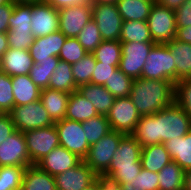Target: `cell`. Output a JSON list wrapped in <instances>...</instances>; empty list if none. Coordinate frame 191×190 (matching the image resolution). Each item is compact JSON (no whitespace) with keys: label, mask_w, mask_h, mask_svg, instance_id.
Here are the masks:
<instances>
[{"label":"cell","mask_w":191,"mask_h":190,"mask_svg":"<svg viewBox=\"0 0 191 190\" xmlns=\"http://www.w3.org/2000/svg\"><path fill=\"white\" fill-rule=\"evenodd\" d=\"M190 130V116L174 101L153 115L141 116L131 135L144 147L183 137Z\"/></svg>","instance_id":"6da1fadb"},{"label":"cell","mask_w":191,"mask_h":190,"mask_svg":"<svg viewBox=\"0 0 191 190\" xmlns=\"http://www.w3.org/2000/svg\"><path fill=\"white\" fill-rule=\"evenodd\" d=\"M129 97L141 116L153 115L174 102L175 85L169 80L134 79Z\"/></svg>","instance_id":"7a4b0ae2"},{"label":"cell","mask_w":191,"mask_h":190,"mask_svg":"<svg viewBox=\"0 0 191 190\" xmlns=\"http://www.w3.org/2000/svg\"><path fill=\"white\" fill-rule=\"evenodd\" d=\"M141 145L131 135H124L114 152L109 168L102 174L118 184L131 183L140 173Z\"/></svg>","instance_id":"3957f363"},{"label":"cell","mask_w":191,"mask_h":190,"mask_svg":"<svg viewBox=\"0 0 191 190\" xmlns=\"http://www.w3.org/2000/svg\"><path fill=\"white\" fill-rule=\"evenodd\" d=\"M141 78L169 80L175 85V60L167 44H155L151 48Z\"/></svg>","instance_id":"277c9868"},{"label":"cell","mask_w":191,"mask_h":190,"mask_svg":"<svg viewBox=\"0 0 191 190\" xmlns=\"http://www.w3.org/2000/svg\"><path fill=\"white\" fill-rule=\"evenodd\" d=\"M125 134L111 131L98 142L90 145L88 153L83 161L97 174L102 175L112 161L121 138Z\"/></svg>","instance_id":"5b68a950"},{"label":"cell","mask_w":191,"mask_h":190,"mask_svg":"<svg viewBox=\"0 0 191 190\" xmlns=\"http://www.w3.org/2000/svg\"><path fill=\"white\" fill-rule=\"evenodd\" d=\"M147 23L155 44H167L176 37V16L172 9L154 2Z\"/></svg>","instance_id":"8992f818"},{"label":"cell","mask_w":191,"mask_h":190,"mask_svg":"<svg viewBox=\"0 0 191 190\" xmlns=\"http://www.w3.org/2000/svg\"><path fill=\"white\" fill-rule=\"evenodd\" d=\"M8 114L12 118L15 129L20 132L54 125L40 100L14 106Z\"/></svg>","instance_id":"52a82bcc"},{"label":"cell","mask_w":191,"mask_h":190,"mask_svg":"<svg viewBox=\"0 0 191 190\" xmlns=\"http://www.w3.org/2000/svg\"><path fill=\"white\" fill-rule=\"evenodd\" d=\"M54 125L58 133L60 146L83 160L88 153L90 145L86 140L82 122L64 118L55 122Z\"/></svg>","instance_id":"ba28073f"},{"label":"cell","mask_w":191,"mask_h":190,"mask_svg":"<svg viewBox=\"0 0 191 190\" xmlns=\"http://www.w3.org/2000/svg\"><path fill=\"white\" fill-rule=\"evenodd\" d=\"M31 165L36 164L54 148L59 147L55 125L23 132Z\"/></svg>","instance_id":"9c48e42d"},{"label":"cell","mask_w":191,"mask_h":190,"mask_svg":"<svg viewBox=\"0 0 191 190\" xmlns=\"http://www.w3.org/2000/svg\"><path fill=\"white\" fill-rule=\"evenodd\" d=\"M112 131L132 134L141 115L130 97L115 98L113 106L106 115Z\"/></svg>","instance_id":"30bf717a"},{"label":"cell","mask_w":191,"mask_h":190,"mask_svg":"<svg viewBox=\"0 0 191 190\" xmlns=\"http://www.w3.org/2000/svg\"><path fill=\"white\" fill-rule=\"evenodd\" d=\"M155 43L125 42L121 43V60L119 69L133 80L141 78L142 69Z\"/></svg>","instance_id":"8fae6325"},{"label":"cell","mask_w":191,"mask_h":190,"mask_svg":"<svg viewBox=\"0 0 191 190\" xmlns=\"http://www.w3.org/2000/svg\"><path fill=\"white\" fill-rule=\"evenodd\" d=\"M92 5V18L99 28L103 40H120L123 19L116 4L96 3Z\"/></svg>","instance_id":"7c38bea8"},{"label":"cell","mask_w":191,"mask_h":190,"mask_svg":"<svg viewBox=\"0 0 191 190\" xmlns=\"http://www.w3.org/2000/svg\"><path fill=\"white\" fill-rule=\"evenodd\" d=\"M91 19L90 2L62 8L59 10V31L67 38H76Z\"/></svg>","instance_id":"4fadbf2b"},{"label":"cell","mask_w":191,"mask_h":190,"mask_svg":"<svg viewBox=\"0 0 191 190\" xmlns=\"http://www.w3.org/2000/svg\"><path fill=\"white\" fill-rule=\"evenodd\" d=\"M31 160L23 132L15 131L0 143V166H30Z\"/></svg>","instance_id":"5bb4252c"},{"label":"cell","mask_w":191,"mask_h":190,"mask_svg":"<svg viewBox=\"0 0 191 190\" xmlns=\"http://www.w3.org/2000/svg\"><path fill=\"white\" fill-rule=\"evenodd\" d=\"M31 33L44 37L59 31V10L44 2L32 4Z\"/></svg>","instance_id":"9a60e30c"},{"label":"cell","mask_w":191,"mask_h":190,"mask_svg":"<svg viewBox=\"0 0 191 190\" xmlns=\"http://www.w3.org/2000/svg\"><path fill=\"white\" fill-rule=\"evenodd\" d=\"M97 177L83 160L77 166L54 176L57 190H84L94 184Z\"/></svg>","instance_id":"2e32d148"},{"label":"cell","mask_w":191,"mask_h":190,"mask_svg":"<svg viewBox=\"0 0 191 190\" xmlns=\"http://www.w3.org/2000/svg\"><path fill=\"white\" fill-rule=\"evenodd\" d=\"M82 161L76 154L71 153L62 146L54 148L49 154L39 160L36 165L53 177L61 174Z\"/></svg>","instance_id":"e0dca14e"},{"label":"cell","mask_w":191,"mask_h":190,"mask_svg":"<svg viewBox=\"0 0 191 190\" xmlns=\"http://www.w3.org/2000/svg\"><path fill=\"white\" fill-rule=\"evenodd\" d=\"M66 38L61 31L44 37H36L28 50L34 63H40L42 60H52V56H59Z\"/></svg>","instance_id":"ac0fdd59"},{"label":"cell","mask_w":191,"mask_h":190,"mask_svg":"<svg viewBox=\"0 0 191 190\" xmlns=\"http://www.w3.org/2000/svg\"><path fill=\"white\" fill-rule=\"evenodd\" d=\"M33 65L28 50L9 48L0 58V71L11 77L29 74Z\"/></svg>","instance_id":"d6986e66"},{"label":"cell","mask_w":191,"mask_h":190,"mask_svg":"<svg viewBox=\"0 0 191 190\" xmlns=\"http://www.w3.org/2000/svg\"><path fill=\"white\" fill-rule=\"evenodd\" d=\"M70 94L49 87L41 90L40 101L54 123L65 118Z\"/></svg>","instance_id":"ffe728a7"},{"label":"cell","mask_w":191,"mask_h":190,"mask_svg":"<svg viewBox=\"0 0 191 190\" xmlns=\"http://www.w3.org/2000/svg\"><path fill=\"white\" fill-rule=\"evenodd\" d=\"M77 91L91 101L99 115L106 116L115 101V97L103 85L82 84Z\"/></svg>","instance_id":"44dd1931"},{"label":"cell","mask_w":191,"mask_h":190,"mask_svg":"<svg viewBox=\"0 0 191 190\" xmlns=\"http://www.w3.org/2000/svg\"><path fill=\"white\" fill-rule=\"evenodd\" d=\"M175 60V83L191 78V44L173 39L167 43Z\"/></svg>","instance_id":"7402d4cb"},{"label":"cell","mask_w":191,"mask_h":190,"mask_svg":"<svg viewBox=\"0 0 191 190\" xmlns=\"http://www.w3.org/2000/svg\"><path fill=\"white\" fill-rule=\"evenodd\" d=\"M14 106L26 105L40 100L41 89L35 85L29 74L11 77Z\"/></svg>","instance_id":"603a6c76"},{"label":"cell","mask_w":191,"mask_h":190,"mask_svg":"<svg viewBox=\"0 0 191 190\" xmlns=\"http://www.w3.org/2000/svg\"><path fill=\"white\" fill-rule=\"evenodd\" d=\"M142 168L159 173L172 159L164 144L142 147L140 156Z\"/></svg>","instance_id":"cb8c5ba5"},{"label":"cell","mask_w":191,"mask_h":190,"mask_svg":"<svg viewBox=\"0 0 191 190\" xmlns=\"http://www.w3.org/2000/svg\"><path fill=\"white\" fill-rule=\"evenodd\" d=\"M172 161L184 171L191 169V130L183 137L170 139L163 143Z\"/></svg>","instance_id":"d4e9b609"},{"label":"cell","mask_w":191,"mask_h":190,"mask_svg":"<svg viewBox=\"0 0 191 190\" xmlns=\"http://www.w3.org/2000/svg\"><path fill=\"white\" fill-rule=\"evenodd\" d=\"M156 0H118V12L123 21H147Z\"/></svg>","instance_id":"484cf974"},{"label":"cell","mask_w":191,"mask_h":190,"mask_svg":"<svg viewBox=\"0 0 191 190\" xmlns=\"http://www.w3.org/2000/svg\"><path fill=\"white\" fill-rule=\"evenodd\" d=\"M97 115L99 114L91 101L83 97L78 91L70 94L65 116L66 119L85 122Z\"/></svg>","instance_id":"4316f807"},{"label":"cell","mask_w":191,"mask_h":190,"mask_svg":"<svg viewBox=\"0 0 191 190\" xmlns=\"http://www.w3.org/2000/svg\"><path fill=\"white\" fill-rule=\"evenodd\" d=\"M21 190H57L55 178L36 164L26 167Z\"/></svg>","instance_id":"83f0119b"},{"label":"cell","mask_w":191,"mask_h":190,"mask_svg":"<svg viewBox=\"0 0 191 190\" xmlns=\"http://www.w3.org/2000/svg\"><path fill=\"white\" fill-rule=\"evenodd\" d=\"M49 88L61 92L72 93L78 90L72 74V65L66 61L59 60L57 67L49 80Z\"/></svg>","instance_id":"f1b7e54d"},{"label":"cell","mask_w":191,"mask_h":190,"mask_svg":"<svg viewBox=\"0 0 191 190\" xmlns=\"http://www.w3.org/2000/svg\"><path fill=\"white\" fill-rule=\"evenodd\" d=\"M119 41L154 43L147 21H123Z\"/></svg>","instance_id":"f546056e"},{"label":"cell","mask_w":191,"mask_h":190,"mask_svg":"<svg viewBox=\"0 0 191 190\" xmlns=\"http://www.w3.org/2000/svg\"><path fill=\"white\" fill-rule=\"evenodd\" d=\"M159 190H183L185 171L174 161L158 173Z\"/></svg>","instance_id":"4dcf8cb0"},{"label":"cell","mask_w":191,"mask_h":190,"mask_svg":"<svg viewBox=\"0 0 191 190\" xmlns=\"http://www.w3.org/2000/svg\"><path fill=\"white\" fill-rule=\"evenodd\" d=\"M95 60L112 66H119L122 52L119 40H103L92 52Z\"/></svg>","instance_id":"1f68e13d"},{"label":"cell","mask_w":191,"mask_h":190,"mask_svg":"<svg viewBox=\"0 0 191 190\" xmlns=\"http://www.w3.org/2000/svg\"><path fill=\"white\" fill-rule=\"evenodd\" d=\"M59 60L58 56H52V60H42L40 63H34L30 69L29 76L32 82L41 90L49 87L50 77Z\"/></svg>","instance_id":"d6a6232c"},{"label":"cell","mask_w":191,"mask_h":190,"mask_svg":"<svg viewBox=\"0 0 191 190\" xmlns=\"http://www.w3.org/2000/svg\"><path fill=\"white\" fill-rule=\"evenodd\" d=\"M82 127L89 145L98 142L103 136L112 131L109 121L104 115H97L85 122H82Z\"/></svg>","instance_id":"836d02e7"},{"label":"cell","mask_w":191,"mask_h":190,"mask_svg":"<svg viewBox=\"0 0 191 190\" xmlns=\"http://www.w3.org/2000/svg\"><path fill=\"white\" fill-rule=\"evenodd\" d=\"M96 60L93 53H86V55L72 64V74L75 84L79 87L82 84L91 83V77L95 70Z\"/></svg>","instance_id":"e575fe53"},{"label":"cell","mask_w":191,"mask_h":190,"mask_svg":"<svg viewBox=\"0 0 191 190\" xmlns=\"http://www.w3.org/2000/svg\"><path fill=\"white\" fill-rule=\"evenodd\" d=\"M27 166H0V190H21Z\"/></svg>","instance_id":"d590c367"},{"label":"cell","mask_w":191,"mask_h":190,"mask_svg":"<svg viewBox=\"0 0 191 190\" xmlns=\"http://www.w3.org/2000/svg\"><path fill=\"white\" fill-rule=\"evenodd\" d=\"M133 79L124 74L119 68L111 78L103 85L115 98L128 97L130 95Z\"/></svg>","instance_id":"8d00e7d4"},{"label":"cell","mask_w":191,"mask_h":190,"mask_svg":"<svg viewBox=\"0 0 191 190\" xmlns=\"http://www.w3.org/2000/svg\"><path fill=\"white\" fill-rule=\"evenodd\" d=\"M32 4H14V10L9 18V30L31 31Z\"/></svg>","instance_id":"74e56055"},{"label":"cell","mask_w":191,"mask_h":190,"mask_svg":"<svg viewBox=\"0 0 191 190\" xmlns=\"http://www.w3.org/2000/svg\"><path fill=\"white\" fill-rule=\"evenodd\" d=\"M88 53H92L103 41L96 22L91 19L76 37Z\"/></svg>","instance_id":"f35d334b"},{"label":"cell","mask_w":191,"mask_h":190,"mask_svg":"<svg viewBox=\"0 0 191 190\" xmlns=\"http://www.w3.org/2000/svg\"><path fill=\"white\" fill-rule=\"evenodd\" d=\"M86 53V50L79 43L77 38H66L58 58L72 65L81 60Z\"/></svg>","instance_id":"ab89813d"},{"label":"cell","mask_w":191,"mask_h":190,"mask_svg":"<svg viewBox=\"0 0 191 190\" xmlns=\"http://www.w3.org/2000/svg\"><path fill=\"white\" fill-rule=\"evenodd\" d=\"M14 107L11 76L0 71V109L8 114Z\"/></svg>","instance_id":"60d3db41"},{"label":"cell","mask_w":191,"mask_h":190,"mask_svg":"<svg viewBox=\"0 0 191 190\" xmlns=\"http://www.w3.org/2000/svg\"><path fill=\"white\" fill-rule=\"evenodd\" d=\"M174 101L190 116L191 118V78L182 79L175 83Z\"/></svg>","instance_id":"b9f144b4"},{"label":"cell","mask_w":191,"mask_h":190,"mask_svg":"<svg viewBox=\"0 0 191 190\" xmlns=\"http://www.w3.org/2000/svg\"><path fill=\"white\" fill-rule=\"evenodd\" d=\"M130 184L135 190H159V176L156 172L142 168Z\"/></svg>","instance_id":"7bdbcfd3"},{"label":"cell","mask_w":191,"mask_h":190,"mask_svg":"<svg viewBox=\"0 0 191 190\" xmlns=\"http://www.w3.org/2000/svg\"><path fill=\"white\" fill-rule=\"evenodd\" d=\"M9 48L29 50V47L34 43L35 37L31 31L17 30L7 31Z\"/></svg>","instance_id":"ee69618b"},{"label":"cell","mask_w":191,"mask_h":190,"mask_svg":"<svg viewBox=\"0 0 191 190\" xmlns=\"http://www.w3.org/2000/svg\"><path fill=\"white\" fill-rule=\"evenodd\" d=\"M119 66H112L96 61L95 70L91 77V84L104 85Z\"/></svg>","instance_id":"f6af8a7d"},{"label":"cell","mask_w":191,"mask_h":190,"mask_svg":"<svg viewBox=\"0 0 191 190\" xmlns=\"http://www.w3.org/2000/svg\"><path fill=\"white\" fill-rule=\"evenodd\" d=\"M175 16L177 28L191 26V8L187 3L175 10Z\"/></svg>","instance_id":"bcb514c9"},{"label":"cell","mask_w":191,"mask_h":190,"mask_svg":"<svg viewBox=\"0 0 191 190\" xmlns=\"http://www.w3.org/2000/svg\"><path fill=\"white\" fill-rule=\"evenodd\" d=\"M14 10V3L0 5V33H6L9 30V18Z\"/></svg>","instance_id":"7dc6e473"},{"label":"cell","mask_w":191,"mask_h":190,"mask_svg":"<svg viewBox=\"0 0 191 190\" xmlns=\"http://www.w3.org/2000/svg\"><path fill=\"white\" fill-rule=\"evenodd\" d=\"M16 131L12 118L9 114H5L0 119V143L11 136Z\"/></svg>","instance_id":"c3c4849f"},{"label":"cell","mask_w":191,"mask_h":190,"mask_svg":"<svg viewBox=\"0 0 191 190\" xmlns=\"http://www.w3.org/2000/svg\"><path fill=\"white\" fill-rule=\"evenodd\" d=\"M42 2L49 4L50 6L60 10L65 7L75 6L79 4H86L90 0H42Z\"/></svg>","instance_id":"681fc988"},{"label":"cell","mask_w":191,"mask_h":190,"mask_svg":"<svg viewBox=\"0 0 191 190\" xmlns=\"http://www.w3.org/2000/svg\"><path fill=\"white\" fill-rule=\"evenodd\" d=\"M99 179V190H122V187L117 182L111 180L108 177L98 175Z\"/></svg>","instance_id":"f907efd6"},{"label":"cell","mask_w":191,"mask_h":190,"mask_svg":"<svg viewBox=\"0 0 191 190\" xmlns=\"http://www.w3.org/2000/svg\"><path fill=\"white\" fill-rule=\"evenodd\" d=\"M175 39L183 43L191 44V26L177 28Z\"/></svg>","instance_id":"816d5d0a"},{"label":"cell","mask_w":191,"mask_h":190,"mask_svg":"<svg viewBox=\"0 0 191 190\" xmlns=\"http://www.w3.org/2000/svg\"><path fill=\"white\" fill-rule=\"evenodd\" d=\"M155 2L175 11L186 3L187 0H156Z\"/></svg>","instance_id":"f5cc1de1"},{"label":"cell","mask_w":191,"mask_h":190,"mask_svg":"<svg viewBox=\"0 0 191 190\" xmlns=\"http://www.w3.org/2000/svg\"><path fill=\"white\" fill-rule=\"evenodd\" d=\"M9 49L6 33H0V58Z\"/></svg>","instance_id":"db71d44e"},{"label":"cell","mask_w":191,"mask_h":190,"mask_svg":"<svg viewBox=\"0 0 191 190\" xmlns=\"http://www.w3.org/2000/svg\"><path fill=\"white\" fill-rule=\"evenodd\" d=\"M183 190H191V169L185 171Z\"/></svg>","instance_id":"11a10c76"},{"label":"cell","mask_w":191,"mask_h":190,"mask_svg":"<svg viewBox=\"0 0 191 190\" xmlns=\"http://www.w3.org/2000/svg\"><path fill=\"white\" fill-rule=\"evenodd\" d=\"M42 0H12L14 4H34L40 3Z\"/></svg>","instance_id":"9f6ffc18"},{"label":"cell","mask_w":191,"mask_h":190,"mask_svg":"<svg viewBox=\"0 0 191 190\" xmlns=\"http://www.w3.org/2000/svg\"><path fill=\"white\" fill-rule=\"evenodd\" d=\"M118 0H90L91 4H96V3H106V4H116Z\"/></svg>","instance_id":"6f0895ef"},{"label":"cell","mask_w":191,"mask_h":190,"mask_svg":"<svg viewBox=\"0 0 191 190\" xmlns=\"http://www.w3.org/2000/svg\"><path fill=\"white\" fill-rule=\"evenodd\" d=\"M84 190H99V179L97 178L94 184Z\"/></svg>","instance_id":"680465c9"},{"label":"cell","mask_w":191,"mask_h":190,"mask_svg":"<svg viewBox=\"0 0 191 190\" xmlns=\"http://www.w3.org/2000/svg\"><path fill=\"white\" fill-rule=\"evenodd\" d=\"M122 190H135V188L130 183L120 184Z\"/></svg>","instance_id":"91938a15"},{"label":"cell","mask_w":191,"mask_h":190,"mask_svg":"<svg viewBox=\"0 0 191 190\" xmlns=\"http://www.w3.org/2000/svg\"><path fill=\"white\" fill-rule=\"evenodd\" d=\"M10 2H12V0H0V5L8 4Z\"/></svg>","instance_id":"94428289"},{"label":"cell","mask_w":191,"mask_h":190,"mask_svg":"<svg viewBox=\"0 0 191 190\" xmlns=\"http://www.w3.org/2000/svg\"><path fill=\"white\" fill-rule=\"evenodd\" d=\"M5 115V113L0 109V119Z\"/></svg>","instance_id":"6125c7cd"},{"label":"cell","mask_w":191,"mask_h":190,"mask_svg":"<svg viewBox=\"0 0 191 190\" xmlns=\"http://www.w3.org/2000/svg\"><path fill=\"white\" fill-rule=\"evenodd\" d=\"M188 4V6L191 8V0H187L186 2Z\"/></svg>","instance_id":"be15d7a7"}]
</instances>
